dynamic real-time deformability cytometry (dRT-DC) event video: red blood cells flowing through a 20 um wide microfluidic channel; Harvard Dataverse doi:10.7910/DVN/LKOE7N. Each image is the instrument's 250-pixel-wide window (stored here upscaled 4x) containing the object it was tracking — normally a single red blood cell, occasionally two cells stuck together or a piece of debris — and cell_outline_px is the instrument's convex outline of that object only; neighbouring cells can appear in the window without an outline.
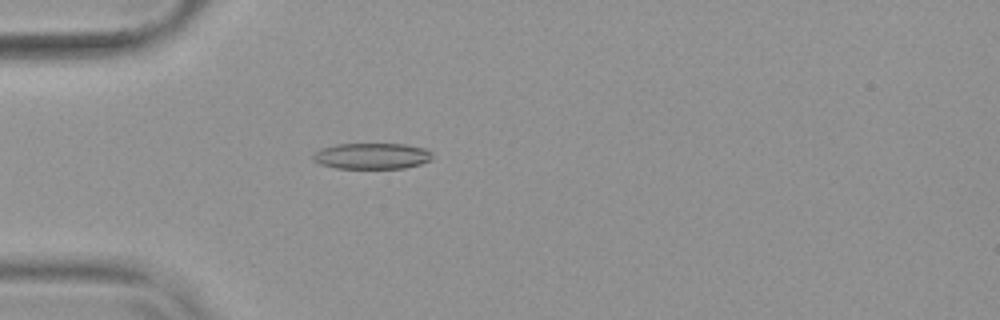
{"species": "common noctule bat (a hibernating species)", "species_latin": "Nyctalus noctula", "temperature_condition": "warm", "stored_images_in_passage": 44, "camera_frame_rate_fps": 3000, "um_per_image_px": 0.085, "animal": {"sex": "female", "body_mass_g": 19.9}, "frame": {"image": 1, "passage_image": 7, "time_ms": 2.0, "image_size_px": [1000, 320], "cell_outline_px": [[432, 160], [420, 164], [404, 168], [336, 168], [320, 164], [312, 160], [312, 156], [320, 148], [336, 144], [404, 144], [428, 148], [432, 152]], "centroid_in_image_um": [31.63, 13.25], "position_along_channel_um": 53.4, "area_um2": 18.26}}
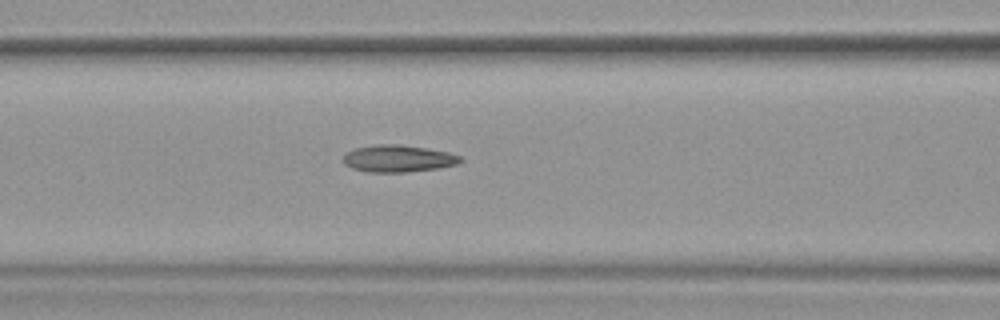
{"frame": {"image": 2, "passage_image": 14, "time_ms": 4.333, "image_size_px": [1000, 320], "cell_outline_px": [[464, 160], [456, 164], [436, 168], [404, 172], [368, 172], [352, 168], [344, 164], [340, 160], [344, 152], [356, 148], [376, 144], [396, 144], [428, 148], [448, 152], [460, 156]], "centroid_in_image_um": [33.77, 13.47], "position_along_channel_um": 132.8, "area_um2": 18.55}}
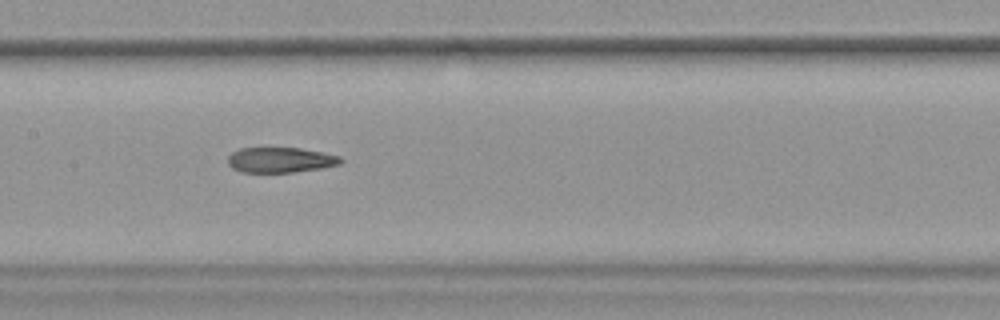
{"frame": {"image": 3, "passage_image": 18, "time_ms": 5.667, "image_size_px": [1000, 320], "cell_outline_px": [[344, 160], [340, 164], [320, 168], [292, 172], [240, 172], [232, 168], [228, 164], [228, 156], [232, 152], [240, 148], [300, 148], [340, 156]], "centroid_in_image_um": [23.81, 13.59], "position_along_channel_um": 183.6, "area_um2": 16.53}, "authors_computed_cell_mechanics": {"area_um2": 18.207, "velocity_mm_per_s": 3.8262, "shape_relaxation_time_tau1_ms": null, "shape_relaxation_time_tau2_ms": 3.6879, "deformation_change_tau1": null, "deformation_change_tau2": 0.1352}}